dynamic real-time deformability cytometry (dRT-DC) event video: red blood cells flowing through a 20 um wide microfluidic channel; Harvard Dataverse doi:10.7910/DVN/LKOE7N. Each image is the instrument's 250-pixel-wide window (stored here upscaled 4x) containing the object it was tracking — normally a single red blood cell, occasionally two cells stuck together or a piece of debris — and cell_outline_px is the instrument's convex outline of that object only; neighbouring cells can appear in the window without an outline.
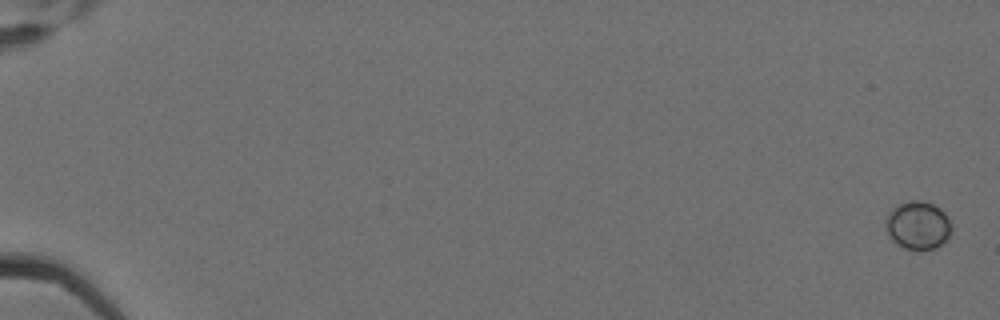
{"species": "Egyptian fruit bat (a non-hibernating species)", "species_latin": "Rousettus aegyptiacus", "temperature_condition": "cold", "stored_images_in_passage": 7, "camera_frame_rate_fps": 3000, "um_per_image_px": 0.085, "animal": {"sex": "female"}, "frame": {"image": 1, "passage_image": 1, "time_ms": 0.0, "image_size_px": [1000, 320], "cell_outline_px": [[952, 232], [936, 248], [904, 248], [896, 244], [892, 240], [888, 232], [888, 212], [896, 204], [908, 200], [920, 200], [932, 204], [940, 208], [948, 216], [952, 228]], "centroid_in_image_um": [78.04, 19.11], "position_along_channel_um": 7.0, "area_um2": 18.15}}
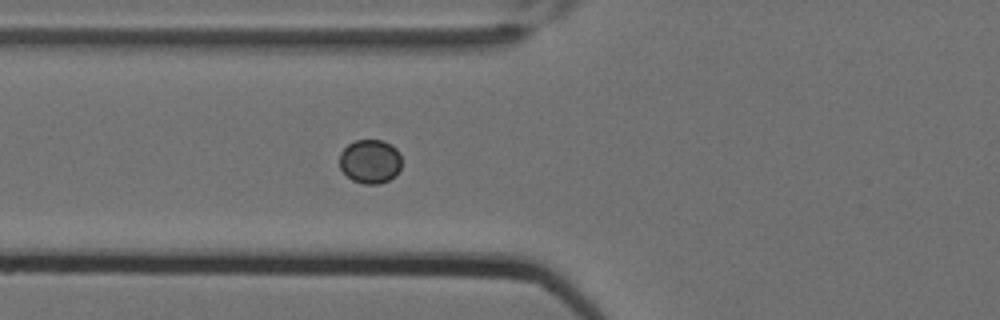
{"frame": {"image": 2, "passage_image": 7, "time_ms": 2.0, "image_size_px": [1000, 320], "cell_outline_px": [[400, 168], [396, 176], [380, 184], [364, 184], [352, 180], [340, 168], [340, 152], [348, 144], [356, 140], [384, 140], [396, 148], [400, 156]], "centroid_in_image_um": [31.46, 13.72], "position_along_channel_um": 94.3, "area_um2": 15.95}}